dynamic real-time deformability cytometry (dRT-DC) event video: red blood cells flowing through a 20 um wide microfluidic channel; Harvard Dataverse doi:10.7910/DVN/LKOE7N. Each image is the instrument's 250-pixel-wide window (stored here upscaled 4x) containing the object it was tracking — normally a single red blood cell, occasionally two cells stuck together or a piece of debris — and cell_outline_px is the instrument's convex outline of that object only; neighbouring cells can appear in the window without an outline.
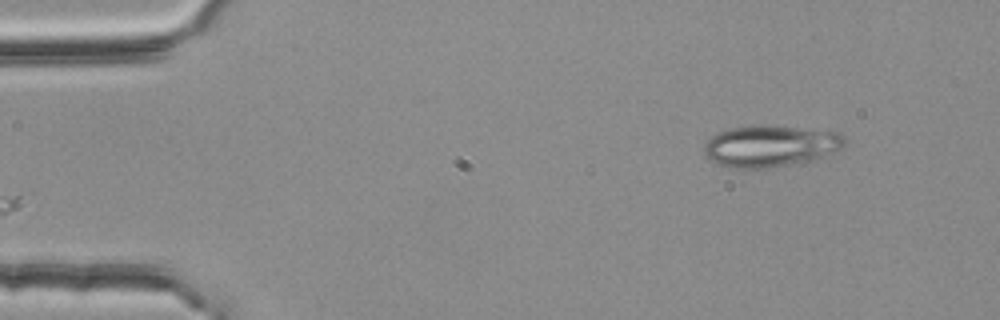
{"species": "common noctule bat (a hibernating species)", "species_latin": "Nyctalus noctula", "temperature_condition": "room temperature", "stored_images_in_passage": 2, "camera_frame_rate_fps": 3000, "um_per_image_px": 0.085, "animal": {"sex": "female", "body_mass_g": 25.1}, "frame": {"image": 1, "passage_image": 1, "time_ms": 0.0, "image_size_px": [1000, 320], "cell_outline_px": [[844, 144], [840, 148], [824, 156], [812, 160], [768, 168], [732, 168], [716, 164], [704, 156], [704, 144], [712, 136], [720, 132], [732, 128], [796, 128], [840, 132], [844, 136]], "centroid_in_image_um": [65.45, 12.47], "position_along_channel_um": 19.6, "area_um2": 32.89}}